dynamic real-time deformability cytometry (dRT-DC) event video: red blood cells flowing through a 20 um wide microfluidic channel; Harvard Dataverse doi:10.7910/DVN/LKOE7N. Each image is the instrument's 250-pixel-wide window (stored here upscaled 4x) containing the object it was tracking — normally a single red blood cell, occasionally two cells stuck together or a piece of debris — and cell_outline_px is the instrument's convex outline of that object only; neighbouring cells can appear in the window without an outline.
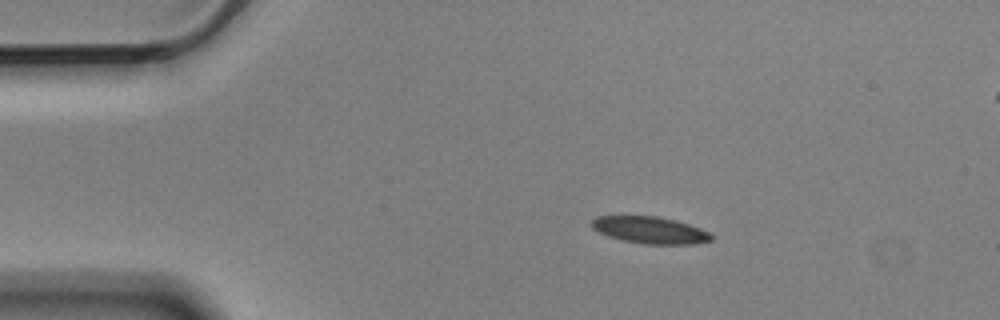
{"species": "Egyptian fruit bat (a non-hibernating species)", "species_latin": "Rousettus aegyptiacus", "temperature_condition": "cold", "stored_images_in_passage": 5, "camera_frame_rate_fps": 3000, "um_per_image_px": 0.085, "animal": {"sex": "male"}, "frame": {"image": 1, "passage_image": 3, "time_ms": 0.667, "image_size_px": [1000, 320], "cell_outline_px": [[712, 240], [696, 244], [644, 244], [624, 240], [608, 236], [592, 228], [592, 220], [596, 216], [656, 216], [676, 220], [712, 232]], "centroid_in_image_um": [55.29, 19.56], "position_along_channel_um": 29.7, "area_um2": 18.73}}